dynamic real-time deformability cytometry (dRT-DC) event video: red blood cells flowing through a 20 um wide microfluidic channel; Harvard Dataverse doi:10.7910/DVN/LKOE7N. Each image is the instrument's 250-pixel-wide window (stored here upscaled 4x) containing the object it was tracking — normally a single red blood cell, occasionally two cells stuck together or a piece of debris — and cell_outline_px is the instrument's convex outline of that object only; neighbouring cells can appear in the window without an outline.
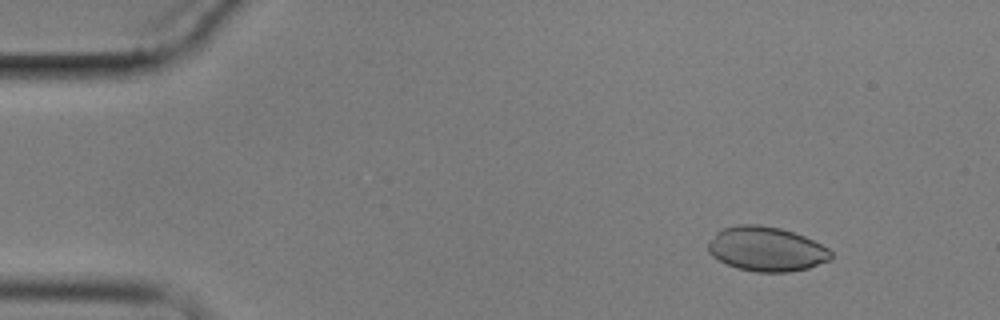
{"species": "common noctule bat (a hibernating species)", "species_latin": "Nyctalus noctula", "temperature_condition": "cold", "stored_images_in_passage": 6, "camera_frame_rate_fps": 3000, "um_per_image_px": 0.085, "animal": {"sex": "male", "body_mass_g": 17.9}, "frame": {"image": 1, "passage_image": 2, "time_ms": 1.333, "image_size_px": [1000, 320], "cell_outline_px": [[832, 260], [808, 268], [788, 272], [756, 272], [736, 268], [712, 256], [708, 252], [708, 244], [716, 232], [724, 228], [736, 224], [756, 224], [780, 228], [804, 236], [828, 248], [832, 252]], "centroid_in_image_um": [65.15, 21.17], "position_along_channel_um": 19.9, "area_um2": 31.85}}